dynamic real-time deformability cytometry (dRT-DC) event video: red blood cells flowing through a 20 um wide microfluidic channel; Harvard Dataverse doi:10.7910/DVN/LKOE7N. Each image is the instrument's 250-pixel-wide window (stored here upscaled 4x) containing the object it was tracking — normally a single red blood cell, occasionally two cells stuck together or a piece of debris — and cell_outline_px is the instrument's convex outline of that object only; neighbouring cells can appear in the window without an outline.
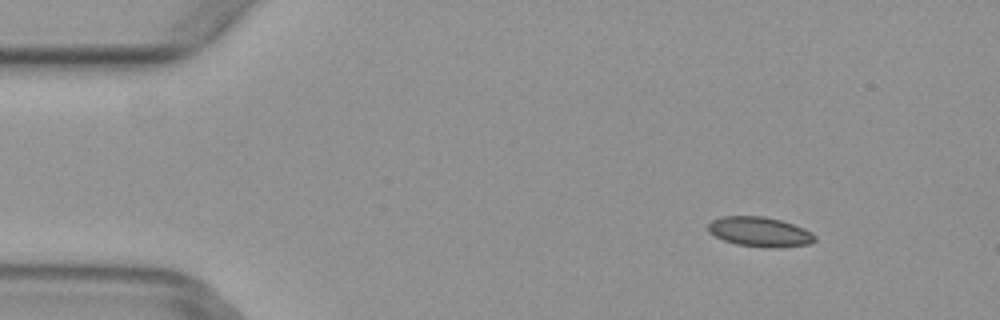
{"species": "common noctule bat (a hibernating species)", "species_latin": "Nyctalus noctula", "temperature_condition": "warm", "stored_images_in_passage": 4, "camera_frame_rate_fps": 3000, "um_per_image_px": 0.085, "animal": {"sex": "female", "body_mass_g": 29.2, "forearm_length_mm": 56.3}, "frame": {"image": 1, "passage_image": 2, "time_ms": 0.333, "image_size_px": [1000, 320], "cell_outline_px": [[816, 240], [808, 244], [776, 248], [764, 248], [736, 244], [724, 240], [708, 232], [708, 224], [712, 220], [720, 216], [764, 216], [780, 220], [804, 228], [812, 232], [816, 236]], "centroid_in_image_um": [64.58, 19.71], "position_along_channel_um": 20.4, "area_um2": 18.61}}